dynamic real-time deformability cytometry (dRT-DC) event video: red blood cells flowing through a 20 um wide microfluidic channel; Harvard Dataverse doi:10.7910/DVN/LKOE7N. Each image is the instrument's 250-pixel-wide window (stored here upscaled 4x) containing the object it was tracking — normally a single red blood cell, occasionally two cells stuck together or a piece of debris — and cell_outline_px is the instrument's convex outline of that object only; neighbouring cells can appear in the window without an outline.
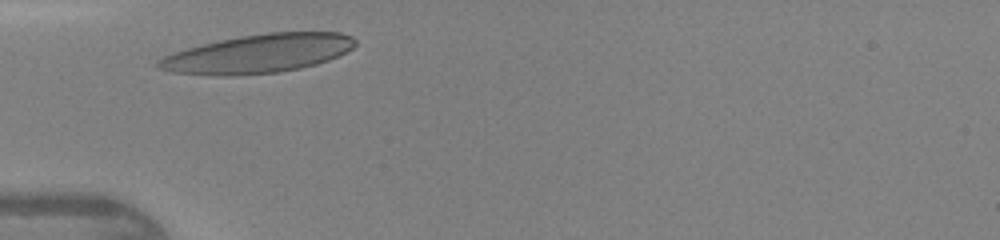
{"species": "human", "species_latin": "Homo sapiens", "temperature_condition": "warm", "stored_images_in_passage": 24, "camera_frame_rate_fps": 3000, "um_per_image_px": 0.085, "donor": {"sex": "female"}, "frame": {"image": 1, "passage_image": 2, "time_ms": 0.333, "image_size_px": [1000, 240], "cell_outline_px": [[356, 44], [352, 48], [328, 60], [316, 64], [300, 68], [276, 72], [232, 76], [224, 76], [172, 72], [156, 68], [156, 60], [164, 56], [188, 48], [220, 40], [240, 36], [268, 32], [340, 32], [352, 36], [356, 40]], "centroid_in_image_um": [21.94, 4.56], "position_along_channel_um": 63.1, "area_um2": 44.04}}
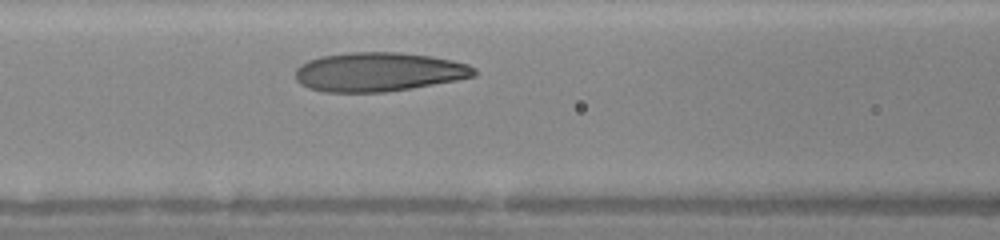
{"frame": {"image": 2, "passage_image": 7, "time_ms": 2.0, "image_size_px": [1000, 240], "cell_outline_px": [[476, 76], [456, 80], [412, 88], [384, 92], [324, 92], [308, 88], [300, 84], [296, 80], [296, 68], [300, 64], [308, 60], [320, 56], [348, 52], [400, 52], [432, 56], [452, 60], [468, 64], [476, 68]], "centroid_in_image_um": [32.17, 6.11], "position_along_channel_um": 134.4, "area_um2": 40.98}}
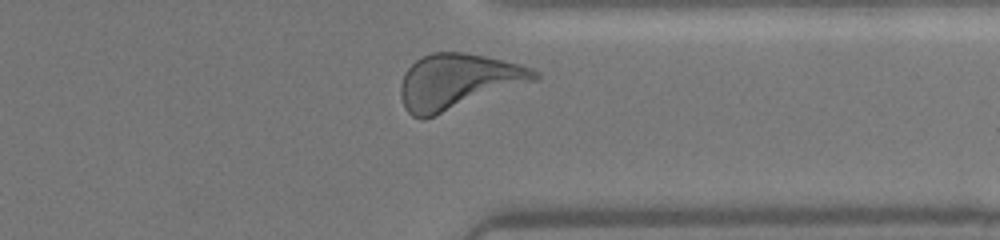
{"frame": {"image": 3, "passage_image": 23, "time_ms": 7.333, "image_size_px": [1000, 240], "cell_outline_px": [[540, 76], [536, 80], [424, 120], [420, 120], [412, 116], [404, 108], [400, 96], [400, 84], [404, 72], [416, 60], [432, 52], [460, 52], [484, 56], [520, 64], [532, 68], [540, 72]], "centroid_in_image_um": [38.89, 6.94], "position_along_channel_um": 372.5, "area_um2": 43.18}}